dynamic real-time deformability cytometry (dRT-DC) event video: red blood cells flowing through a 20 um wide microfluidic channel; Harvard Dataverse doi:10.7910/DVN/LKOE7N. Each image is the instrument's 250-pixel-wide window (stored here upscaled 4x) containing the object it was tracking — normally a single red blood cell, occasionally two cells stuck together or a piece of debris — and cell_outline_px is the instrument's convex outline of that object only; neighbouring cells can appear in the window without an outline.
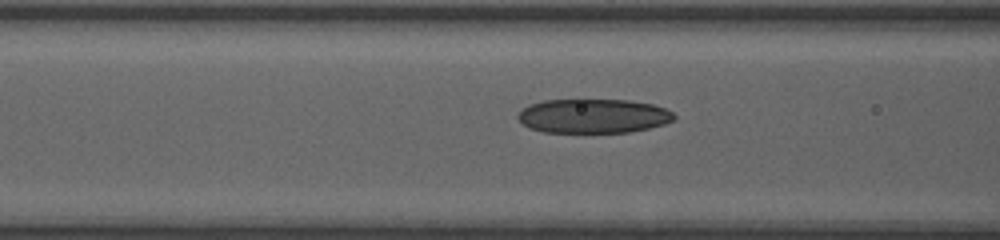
{"species": "human", "species_latin": "Homo sapiens", "temperature_condition": "room temperature", "stored_images_in_passage": 36, "camera_frame_rate_fps": 3000, "um_per_image_px": 0.085, "donor": {"sex": "female"}, "frame": {"image": 1, "passage_image": 27, "time_ms": 5.333, "image_size_px": [1000, 240], "cell_outline_px": [[676, 120], [664, 124], [648, 128], [628, 132], [544, 132], [528, 128], [516, 116], [528, 104], [544, 100], [576, 96], [584, 96], [628, 100], [652, 104], [664, 108], [672, 112], [676, 116]], "centroid_in_image_um": [50.4, 9.8], "position_along_channel_um": 116.2, "area_um2": 32.43}}
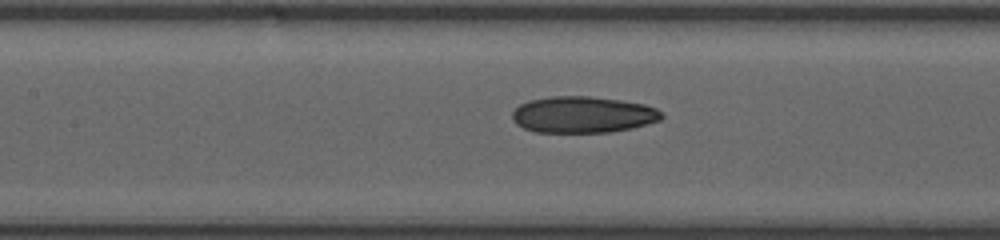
{"frame": {"image": 2, "passage_image": 32, "time_ms": 6.333, "image_size_px": [1000, 240], "cell_outline_px": [[664, 116], [660, 120], [648, 124], [632, 128], [608, 132], [536, 132], [524, 128], [516, 124], [512, 120], [512, 112], [520, 104], [528, 100], [552, 96], [588, 96], [620, 100], [644, 104], [656, 108]], "centroid_in_image_um": [49.53, 9.74], "position_along_channel_um": 157.9, "area_um2": 31.73}}